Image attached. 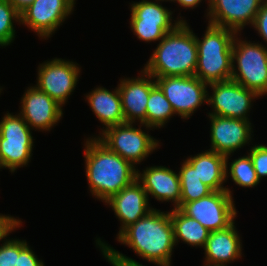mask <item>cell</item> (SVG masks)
<instances>
[{"label": "cell", "instance_id": "cell-1", "mask_svg": "<svg viewBox=\"0 0 267 266\" xmlns=\"http://www.w3.org/2000/svg\"><path fill=\"white\" fill-rule=\"evenodd\" d=\"M85 142V172L95 198L105 202L137 179L136 166L109 150L96 137Z\"/></svg>", "mask_w": 267, "mask_h": 266}, {"label": "cell", "instance_id": "cell-2", "mask_svg": "<svg viewBox=\"0 0 267 266\" xmlns=\"http://www.w3.org/2000/svg\"><path fill=\"white\" fill-rule=\"evenodd\" d=\"M117 240L148 262L171 266L172 251L177 244L170 211L164 213L155 208L125 228L117 235Z\"/></svg>", "mask_w": 267, "mask_h": 266}, {"label": "cell", "instance_id": "cell-3", "mask_svg": "<svg viewBox=\"0 0 267 266\" xmlns=\"http://www.w3.org/2000/svg\"><path fill=\"white\" fill-rule=\"evenodd\" d=\"M197 61L196 35L180 22L159 41L143 70L153 77L194 76Z\"/></svg>", "mask_w": 267, "mask_h": 266}, {"label": "cell", "instance_id": "cell-4", "mask_svg": "<svg viewBox=\"0 0 267 266\" xmlns=\"http://www.w3.org/2000/svg\"><path fill=\"white\" fill-rule=\"evenodd\" d=\"M234 30L208 23L202 38L196 36L198 61L195 77L211 84L231 80Z\"/></svg>", "mask_w": 267, "mask_h": 266}, {"label": "cell", "instance_id": "cell-5", "mask_svg": "<svg viewBox=\"0 0 267 266\" xmlns=\"http://www.w3.org/2000/svg\"><path fill=\"white\" fill-rule=\"evenodd\" d=\"M237 36L232 48L231 80L264 96L267 94V46Z\"/></svg>", "mask_w": 267, "mask_h": 266}, {"label": "cell", "instance_id": "cell-6", "mask_svg": "<svg viewBox=\"0 0 267 266\" xmlns=\"http://www.w3.org/2000/svg\"><path fill=\"white\" fill-rule=\"evenodd\" d=\"M31 130L20 114L4 115L0 121V169L14 173L28 165L34 146Z\"/></svg>", "mask_w": 267, "mask_h": 266}, {"label": "cell", "instance_id": "cell-7", "mask_svg": "<svg viewBox=\"0 0 267 266\" xmlns=\"http://www.w3.org/2000/svg\"><path fill=\"white\" fill-rule=\"evenodd\" d=\"M132 122H125L104 129L96 138L109 150L128 160L134 166L140 164L149 154L157 150L159 141L138 128Z\"/></svg>", "mask_w": 267, "mask_h": 266}, {"label": "cell", "instance_id": "cell-8", "mask_svg": "<svg viewBox=\"0 0 267 266\" xmlns=\"http://www.w3.org/2000/svg\"><path fill=\"white\" fill-rule=\"evenodd\" d=\"M131 29L139 40L145 42L159 41L171 32L183 18L172 23L171 10L163 7L160 1L142 0L131 4Z\"/></svg>", "mask_w": 267, "mask_h": 266}, {"label": "cell", "instance_id": "cell-9", "mask_svg": "<svg viewBox=\"0 0 267 266\" xmlns=\"http://www.w3.org/2000/svg\"><path fill=\"white\" fill-rule=\"evenodd\" d=\"M175 114L188 119L199 106L207 102L208 84L195 76L154 77Z\"/></svg>", "mask_w": 267, "mask_h": 266}, {"label": "cell", "instance_id": "cell-10", "mask_svg": "<svg viewBox=\"0 0 267 266\" xmlns=\"http://www.w3.org/2000/svg\"><path fill=\"white\" fill-rule=\"evenodd\" d=\"M234 205L233 197L222 190L185 203L180 210L209 231H216L227 228L235 221L237 211Z\"/></svg>", "mask_w": 267, "mask_h": 266}, {"label": "cell", "instance_id": "cell-11", "mask_svg": "<svg viewBox=\"0 0 267 266\" xmlns=\"http://www.w3.org/2000/svg\"><path fill=\"white\" fill-rule=\"evenodd\" d=\"M213 90L212 95L207 93V104L211 105L213 112L209 115L243 119L249 121V110L252 101L260 97L255 91L249 90L233 81L214 82L208 84Z\"/></svg>", "mask_w": 267, "mask_h": 266}, {"label": "cell", "instance_id": "cell-12", "mask_svg": "<svg viewBox=\"0 0 267 266\" xmlns=\"http://www.w3.org/2000/svg\"><path fill=\"white\" fill-rule=\"evenodd\" d=\"M77 65L61 58L44 62L38 66L35 86L63 107L79 81L81 68Z\"/></svg>", "mask_w": 267, "mask_h": 266}, {"label": "cell", "instance_id": "cell-13", "mask_svg": "<svg viewBox=\"0 0 267 266\" xmlns=\"http://www.w3.org/2000/svg\"><path fill=\"white\" fill-rule=\"evenodd\" d=\"M74 6L75 0H34L20 13V24L46 39L51 37L74 11Z\"/></svg>", "mask_w": 267, "mask_h": 266}, {"label": "cell", "instance_id": "cell-14", "mask_svg": "<svg viewBox=\"0 0 267 266\" xmlns=\"http://www.w3.org/2000/svg\"><path fill=\"white\" fill-rule=\"evenodd\" d=\"M265 0H209L208 23L241 33L251 25Z\"/></svg>", "mask_w": 267, "mask_h": 266}, {"label": "cell", "instance_id": "cell-15", "mask_svg": "<svg viewBox=\"0 0 267 266\" xmlns=\"http://www.w3.org/2000/svg\"><path fill=\"white\" fill-rule=\"evenodd\" d=\"M208 117L211 121L209 150L230 156L251 141L253 131L250 121L209 114Z\"/></svg>", "mask_w": 267, "mask_h": 266}, {"label": "cell", "instance_id": "cell-16", "mask_svg": "<svg viewBox=\"0 0 267 266\" xmlns=\"http://www.w3.org/2000/svg\"><path fill=\"white\" fill-rule=\"evenodd\" d=\"M20 103L19 114L33 130L50 131L63 116L62 106L36 86L28 87Z\"/></svg>", "mask_w": 267, "mask_h": 266}, {"label": "cell", "instance_id": "cell-17", "mask_svg": "<svg viewBox=\"0 0 267 266\" xmlns=\"http://www.w3.org/2000/svg\"><path fill=\"white\" fill-rule=\"evenodd\" d=\"M137 78H124L117 85L121 95L125 122H138L146 127L147 101L151 88L156 84L152 75L141 71Z\"/></svg>", "mask_w": 267, "mask_h": 266}, {"label": "cell", "instance_id": "cell-18", "mask_svg": "<svg viewBox=\"0 0 267 266\" xmlns=\"http://www.w3.org/2000/svg\"><path fill=\"white\" fill-rule=\"evenodd\" d=\"M148 201V194L137 179L105 201L120 220L121 226L118 235L129 225L147 216L154 210V208L149 206Z\"/></svg>", "mask_w": 267, "mask_h": 266}, {"label": "cell", "instance_id": "cell-19", "mask_svg": "<svg viewBox=\"0 0 267 266\" xmlns=\"http://www.w3.org/2000/svg\"><path fill=\"white\" fill-rule=\"evenodd\" d=\"M137 180L149 195L161 202H173L174 209H180L181 187L179 174L168 167L151 166L141 174L137 170Z\"/></svg>", "mask_w": 267, "mask_h": 266}, {"label": "cell", "instance_id": "cell-20", "mask_svg": "<svg viewBox=\"0 0 267 266\" xmlns=\"http://www.w3.org/2000/svg\"><path fill=\"white\" fill-rule=\"evenodd\" d=\"M233 222L222 230L211 231L204 246L205 265L227 266L242 257V242Z\"/></svg>", "mask_w": 267, "mask_h": 266}, {"label": "cell", "instance_id": "cell-21", "mask_svg": "<svg viewBox=\"0 0 267 266\" xmlns=\"http://www.w3.org/2000/svg\"><path fill=\"white\" fill-rule=\"evenodd\" d=\"M91 110L98 120L105 126L102 131L109 127L125 123L122 109L121 95L118 87L109 91L104 87H96L86 96Z\"/></svg>", "mask_w": 267, "mask_h": 266}, {"label": "cell", "instance_id": "cell-22", "mask_svg": "<svg viewBox=\"0 0 267 266\" xmlns=\"http://www.w3.org/2000/svg\"><path fill=\"white\" fill-rule=\"evenodd\" d=\"M186 160L196 169V175L203 184L213 191L226 190L232 197V191L223 186L226 182V156L206 150Z\"/></svg>", "mask_w": 267, "mask_h": 266}, {"label": "cell", "instance_id": "cell-23", "mask_svg": "<svg viewBox=\"0 0 267 266\" xmlns=\"http://www.w3.org/2000/svg\"><path fill=\"white\" fill-rule=\"evenodd\" d=\"M173 224L175 243L180 240L191 246L203 247L211 231L201 225L196 219L185 215L179 208L170 211Z\"/></svg>", "mask_w": 267, "mask_h": 266}, {"label": "cell", "instance_id": "cell-24", "mask_svg": "<svg viewBox=\"0 0 267 266\" xmlns=\"http://www.w3.org/2000/svg\"><path fill=\"white\" fill-rule=\"evenodd\" d=\"M175 112L160 87L155 84L150 91L146 110V128L163 127ZM152 128V129H151Z\"/></svg>", "mask_w": 267, "mask_h": 266}, {"label": "cell", "instance_id": "cell-25", "mask_svg": "<svg viewBox=\"0 0 267 266\" xmlns=\"http://www.w3.org/2000/svg\"><path fill=\"white\" fill-rule=\"evenodd\" d=\"M181 187L180 208L190 201L198 200L213 192L196 175V169L185 160L178 172Z\"/></svg>", "mask_w": 267, "mask_h": 266}, {"label": "cell", "instance_id": "cell-26", "mask_svg": "<svg viewBox=\"0 0 267 266\" xmlns=\"http://www.w3.org/2000/svg\"><path fill=\"white\" fill-rule=\"evenodd\" d=\"M228 159L229 155L226 156V180L230 175L231 179L236 185L245 188H253L260 183V180L257 177V173L254 169V165L249 154L244 155L243 157H239L238 159H234L232 160V162H229V164Z\"/></svg>", "mask_w": 267, "mask_h": 266}, {"label": "cell", "instance_id": "cell-27", "mask_svg": "<svg viewBox=\"0 0 267 266\" xmlns=\"http://www.w3.org/2000/svg\"><path fill=\"white\" fill-rule=\"evenodd\" d=\"M14 20L20 23L21 15L8 0H0V46H8L15 39Z\"/></svg>", "mask_w": 267, "mask_h": 266}, {"label": "cell", "instance_id": "cell-28", "mask_svg": "<svg viewBox=\"0 0 267 266\" xmlns=\"http://www.w3.org/2000/svg\"><path fill=\"white\" fill-rule=\"evenodd\" d=\"M96 245L100 247L104 258H106L112 266H145L116 251L113 247L101 241L100 238L96 240Z\"/></svg>", "mask_w": 267, "mask_h": 266}, {"label": "cell", "instance_id": "cell-29", "mask_svg": "<svg viewBox=\"0 0 267 266\" xmlns=\"http://www.w3.org/2000/svg\"><path fill=\"white\" fill-rule=\"evenodd\" d=\"M5 240L0 245V266H16L20 254V240L6 238Z\"/></svg>", "mask_w": 267, "mask_h": 266}, {"label": "cell", "instance_id": "cell-30", "mask_svg": "<svg viewBox=\"0 0 267 266\" xmlns=\"http://www.w3.org/2000/svg\"><path fill=\"white\" fill-rule=\"evenodd\" d=\"M249 151L257 177L261 181L263 177H267V146L255 144Z\"/></svg>", "mask_w": 267, "mask_h": 266}, {"label": "cell", "instance_id": "cell-31", "mask_svg": "<svg viewBox=\"0 0 267 266\" xmlns=\"http://www.w3.org/2000/svg\"><path fill=\"white\" fill-rule=\"evenodd\" d=\"M16 266H45L42 260H39L26 240H20V254Z\"/></svg>", "mask_w": 267, "mask_h": 266}, {"label": "cell", "instance_id": "cell-32", "mask_svg": "<svg viewBox=\"0 0 267 266\" xmlns=\"http://www.w3.org/2000/svg\"><path fill=\"white\" fill-rule=\"evenodd\" d=\"M253 27L261 38L267 43V0H265L256 14Z\"/></svg>", "mask_w": 267, "mask_h": 266}, {"label": "cell", "instance_id": "cell-33", "mask_svg": "<svg viewBox=\"0 0 267 266\" xmlns=\"http://www.w3.org/2000/svg\"><path fill=\"white\" fill-rule=\"evenodd\" d=\"M22 221L13 216L0 214V241L7 238L9 233L21 227Z\"/></svg>", "mask_w": 267, "mask_h": 266}, {"label": "cell", "instance_id": "cell-34", "mask_svg": "<svg viewBox=\"0 0 267 266\" xmlns=\"http://www.w3.org/2000/svg\"><path fill=\"white\" fill-rule=\"evenodd\" d=\"M13 7L21 13L23 10H25L28 6L32 4L34 0H8Z\"/></svg>", "mask_w": 267, "mask_h": 266}, {"label": "cell", "instance_id": "cell-35", "mask_svg": "<svg viewBox=\"0 0 267 266\" xmlns=\"http://www.w3.org/2000/svg\"><path fill=\"white\" fill-rule=\"evenodd\" d=\"M173 2H176L180 5V7H184V9H193L202 2V0H174ZM209 5V0H208Z\"/></svg>", "mask_w": 267, "mask_h": 266}, {"label": "cell", "instance_id": "cell-36", "mask_svg": "<svg viewBox=\"0 0 267 266\" xmlns=\"http://www.w3.org/2000/svg\"><path fill=\"white\" fill-rule=\"evenodd\" d=\"M154 1H155V0H154ZM156 1H166V2H167V1H171V2H172V1H174V0H156Z\"/></svg>", "mask_w": 267, "mask_h": 266}]
</instances>
